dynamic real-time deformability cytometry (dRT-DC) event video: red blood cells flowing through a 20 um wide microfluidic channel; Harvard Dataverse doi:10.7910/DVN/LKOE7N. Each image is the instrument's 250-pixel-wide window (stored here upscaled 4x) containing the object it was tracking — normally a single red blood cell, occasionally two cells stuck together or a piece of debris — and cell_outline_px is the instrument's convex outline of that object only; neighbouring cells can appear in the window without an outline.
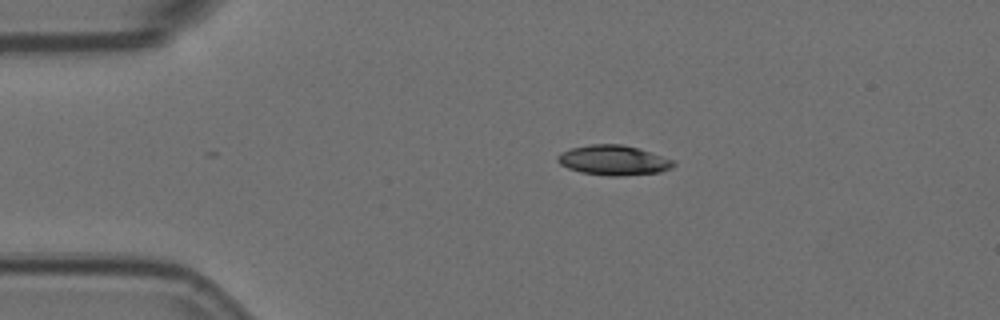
{"species": "Egyptian fruit bat (a non-hibernating species)", "species_latin": "Rousettus aegyptiacus", "temperature_condition": "room temperature", "stored_images_in_passage": 5, "camera_frame_rate_fps": 3000, "um_per_image_px": 0.085, "animal": {"sex": "female"}, "frame": {"image": 1, "passage_image": 3, "time_ms": 0.667, "image_size_px": [1000, 320], "cell_outline_px": [[676, 164], [672, 168], [660, 172], [620, 176], [608, 176], [580, 172], [568, 168], [560, 164], [556, 160], [556, 156], [572, 148], [592, 144], [624, 144], [672, 160]], "centroid_in_image_um": [52.12, 13.63], "position_along_channel_um": 32.9, "area_um2": 19.94}}
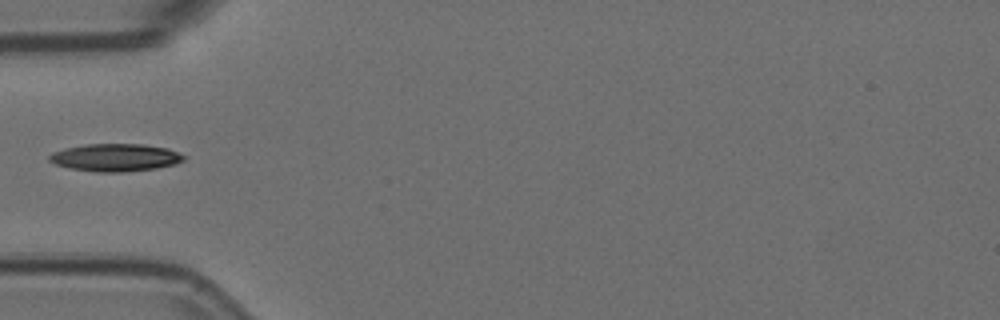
{"frame": {"image": 2, "passage_image": 5, "time_ms": 1.333, "image_size_px": [1000, 320], "cell_outline_px": [[184, 160], [176, 164], [156, 168], [124, 172], [96, 172], [68, 168], [56, 164], [48, 160], [48, 156], [52, 152], [64, 148], [84, 144], [140, 144], [168, 148], [184, 156]], "centroid_in_image_um": [9.76, 13.39], "position_along_channel_um": 75.2, "area_um2": 21.68}}